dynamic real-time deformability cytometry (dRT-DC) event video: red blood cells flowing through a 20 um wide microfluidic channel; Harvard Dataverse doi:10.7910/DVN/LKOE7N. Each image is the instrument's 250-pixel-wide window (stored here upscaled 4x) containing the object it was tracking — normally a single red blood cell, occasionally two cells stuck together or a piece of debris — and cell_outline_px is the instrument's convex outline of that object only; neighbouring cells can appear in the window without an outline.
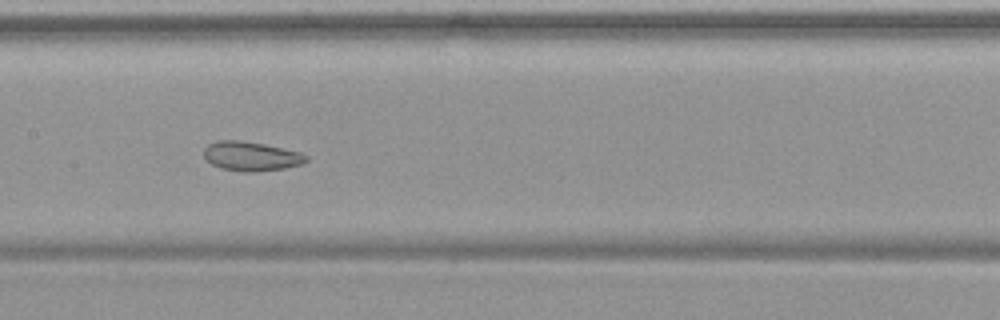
{"species": "common noctule bat (a hibernating species)", "species_latin": "Nyctalus noctula", "temperature_condition": "warm", "stored_images_in_passage": 55, "camera_frame_rate_fps": 3000, "um_per_image_px": 0.085, "animal": {"sex": "female", "body_mass_g": 19.9}, "frame": {"image": 1, "passage_image": 28, "time_ms": 9.0, "image_size_px": [1000, 320], "cell_outline_px": [[308, 160], [304, 164], [284, 168], [252, 172], [244, 172], [220, 168], [212, 164], [204, 156], [204, 148], [208, 144], [216, 140], [240, 140], [264, 144], [300, 152], [308, 156]], "centroid_in_image_um": [21.35, 13.27], "position_along_channel_um": 186.0, "area_um2": 17.51}}
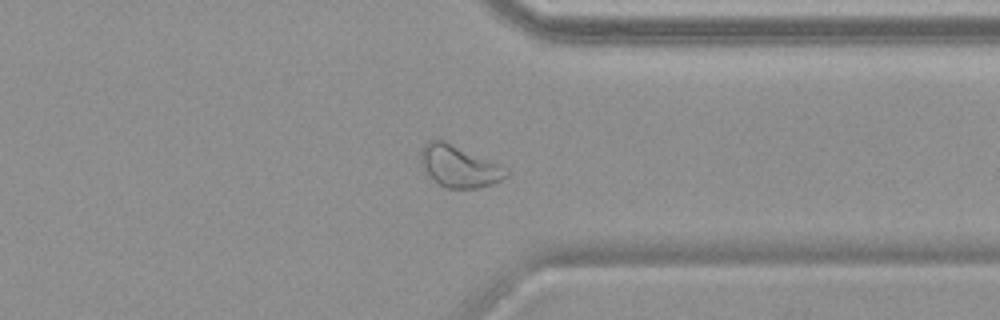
{"frame": {"image": 2, "passage_image": 43, "time_ms": 14.0, "image_size_px": [1000, 320], "cell_outline_px": [[508, 176], [492, 184], [476, 188], [448, 188], [440, 184], [420, 164], [420, 152], [424, 144], [428, 140], [444, 140], [496, 164], [508, 172]], "centroid_in_image_um": [38.97, 14.13], "position_along_channel_um": 372.4, "area_um2": 20.0}}
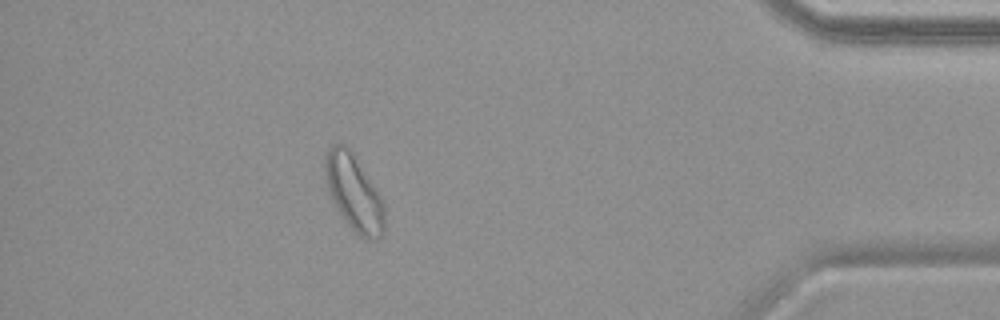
{"frame": {"image": 3, "passage_image": 49, "time_ms": 16.0, "image_size_px": [1000, 320], "cell_outline_px": [[384, 232], [380, 236], [368, 240], [360, 236], [348, 224], [328, 196], [324, 180], [324, 152], [332, 144], [344, 144], [352, 152], [380, 196], [384, 204]], "centroid_in_image_um": [30.02, 16.35], "position_along_channel_um": 405.2, "area_um2": 26.3}, "authors_computed_cell_mechanics": {"area_um2": 24.1026, "velocity_mm_per_s": 3.7459, "shape_relaxation_time_tau1_ms": null, "shape_relaxation_time_tau2_ms": 2.0332, "deformation_change_tau1": null, "deformation_change_tau2": 0.0771}}